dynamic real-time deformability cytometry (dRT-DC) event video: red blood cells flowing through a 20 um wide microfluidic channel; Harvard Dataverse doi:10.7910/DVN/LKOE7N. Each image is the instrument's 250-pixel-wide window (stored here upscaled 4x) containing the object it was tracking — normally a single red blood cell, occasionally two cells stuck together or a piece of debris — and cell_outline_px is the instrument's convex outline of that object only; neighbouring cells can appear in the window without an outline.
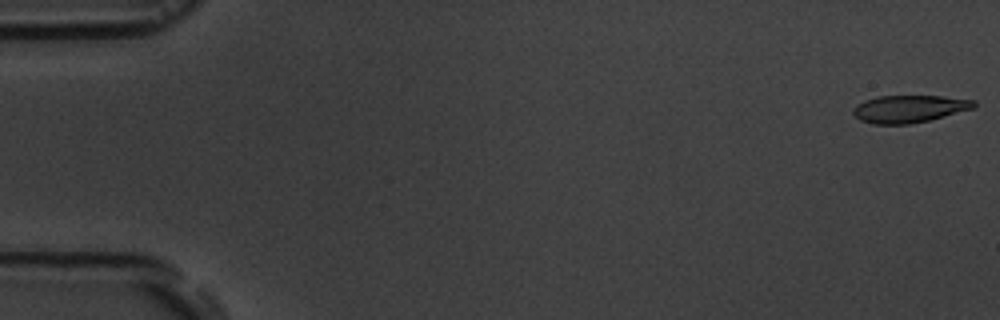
{"species": "common noctule bat (a hibernating species)", "species_latin": "Nyctalus noctula", "temperature_condition": "room temperature", "stored_images_in_passage": 6, "camera_frame_rate_fps": 3000, "um_per_image_px": 0.085, "animal": {"sex": "male", "body_mass_g": 19.5, "forearm_length_mm": 54.6}, "frame": {"image": 1, "passage_image": 1, "time_ms": 0.0, "image_size_px": [1000, 320], "cell_outline_px": [[976, 108], [928, 120], [908, 124], [872, 124], [860, 120], [852, 112], [852, 108], [864, 100], [880, 96], [944, 96], [976, 100]], "centroid_in_image_um": [77.3, 9.24], "position_along_channel_um": 7.7, "area_um2": 19.31}}